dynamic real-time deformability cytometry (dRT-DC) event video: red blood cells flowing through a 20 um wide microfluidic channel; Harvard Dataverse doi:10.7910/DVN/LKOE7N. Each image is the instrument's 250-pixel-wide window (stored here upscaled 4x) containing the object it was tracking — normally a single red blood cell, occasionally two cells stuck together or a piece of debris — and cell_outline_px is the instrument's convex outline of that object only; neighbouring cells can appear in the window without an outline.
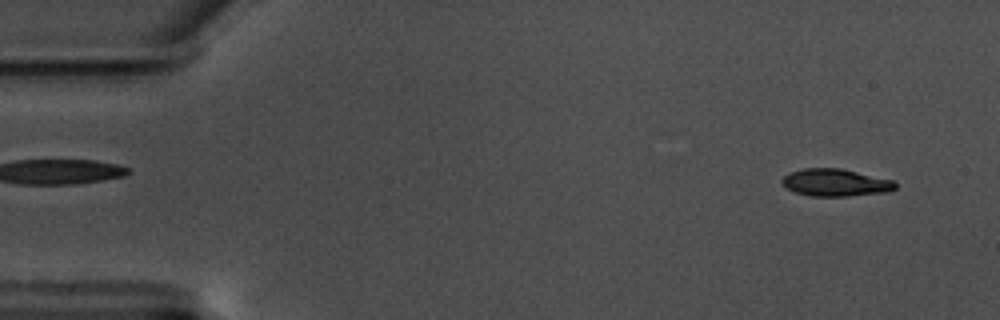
{"species": "common noctule bat (a hibernating species)", "species_latin": "Nyctalus noctula", "temperature_condition": "warm", "stored_images_in_passage": 58, "camera_frame_rate_fps": 3000, "um_per_image_px": 0.085, "animal": {"sex": "male", "body_mass_g": 17.5, "forearm_length_mm": 52.3}, "frame": {"image": 1, "passage_image": 4, "time_ms": 1.0, "image_size_px": [1000, 320], "cell_outline_px": [[896, 188], [888, 192], [848, 196], [812, 196], [796, 192], [780, 184], [780, 180], [784, 176], [792, 172], [804, 168], [840, 168], [892, 180], [896, 184]], "centroid_in_image_um": [71.0, 15.52], "position_along_channel_um": 14.0, "area_um2": 17.92}}
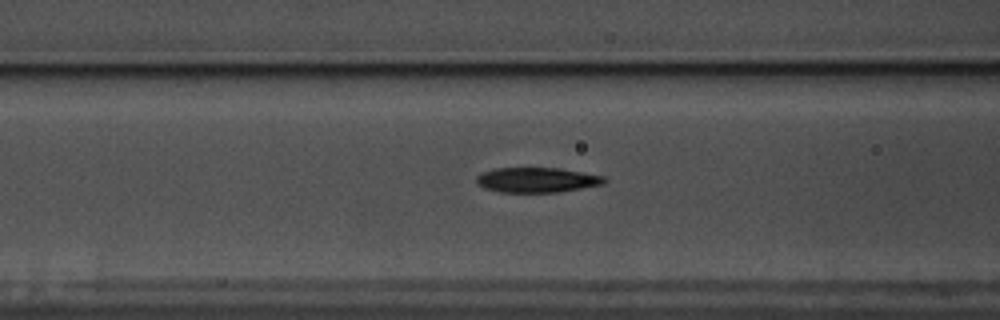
{"frame": {"image": 2, "passage_image": 23, "time_ms": 7.333, "image_size_px": [1000, 320], "cell_outline_px": [[608, 180], [604, 184], [560, 192], [500, 192], [484, 188], [476, 184], [476, 176], [484, 172], [496, 168], [560, 168], [604, 176]], "centroid_in_image_um": [45.65, 15.3], "position_along_channel_um": 121.0, "area_um2": 18.67}}
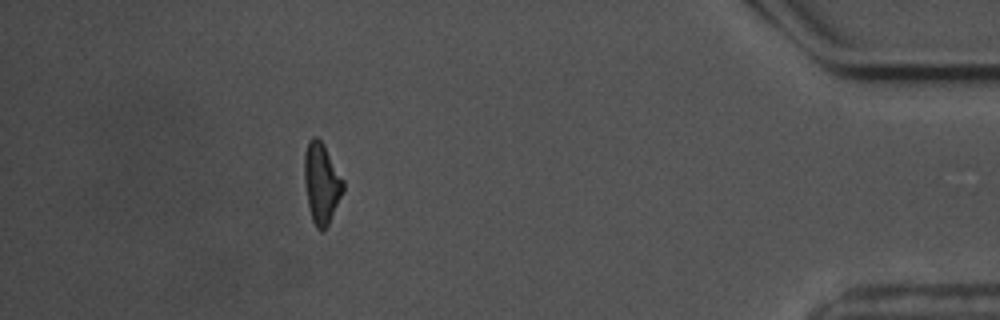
{"frame": {"image": 3, "passage_image": 52, "time_ms": 17.0, "image_size_px": [1000, 320], "cell_outline_px": [[344, 192], [328, 224], [320, 232], [316, 228], [312, 220], [308, 204], [304, 180], [304, 152], [308, 140], [312, 136], [316, 136], [324, 144], [344, 180]], "centroid_in_image_um": [27.33, 15.54], "position_along_channel_um": 407.9, "area_um2": 18.38}, "authors_computed_cell_mechanics": {"area_um2": 18.5249, "velocity_mm_per_s": 3.5281, "shape_relaxation_time_tau1_ms": 3.5268, "shape_relaxation_time_tau2_ms": 3.489, "deformation_change_tau1": 0.1592, "deformation_change_tau2": 0.1058}}